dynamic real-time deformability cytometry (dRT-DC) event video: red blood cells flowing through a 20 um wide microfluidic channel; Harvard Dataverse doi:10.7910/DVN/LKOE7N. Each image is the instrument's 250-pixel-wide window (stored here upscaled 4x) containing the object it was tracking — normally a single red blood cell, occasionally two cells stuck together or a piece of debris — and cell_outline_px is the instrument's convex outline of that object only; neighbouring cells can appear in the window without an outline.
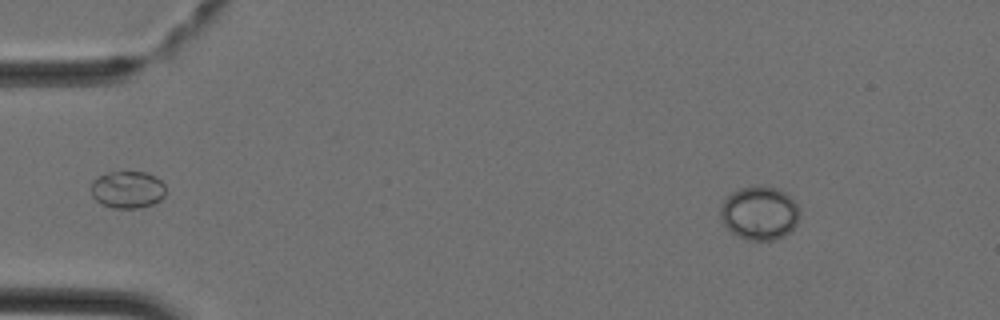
{"species": "Egyptian fruit bat (a non-hibernating species)", "species_latin": "Rousettus aegyptiacus", "temperature_condition": "cold", "stored_images_in_passage": 44, "camera_frame_rate_fps": 3000, "um_per_image_px": 0.085, "animal": {"sex": "female"}, "frame": {"image": 1, "passage_image": 5, "time_ms": 1.333, "image_size_px": [1000, 320], "cell_outline_px": [[800, 212], [796, 224], [784, 236], [772, 240], [748, 240], [736, 236], [724, 224], [720, 216], [720, 208], [724, 200], [732, 192], [740, 188], [756, 184], [760, 184], [776, 188], [784, 192], [796, 204]], "centroid_in_image_um": [64.53, 18.1], "position_along_channel_um": 20.5, "area_um2": 24.74}}
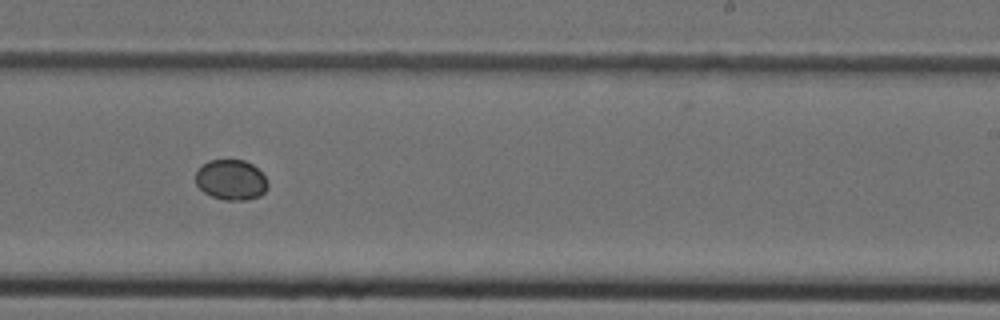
{"frame": {"image": 2, "passage_image": 27, "time_ms": 8.667, "image_size_px": [1000, 320], "cell_outline_px": [[268, 188], [260, 196], [248, 200], [224, 200], [212, 196], [204, 192], [196, 184], [196, 172], [208, 160], [244, 160], [252, 164], [264, 176], [268, 184]], "centroid_in_image_um": [19.65, 15.3], "position_along_channel_um": 269.4, "area_um2": 16.88}}
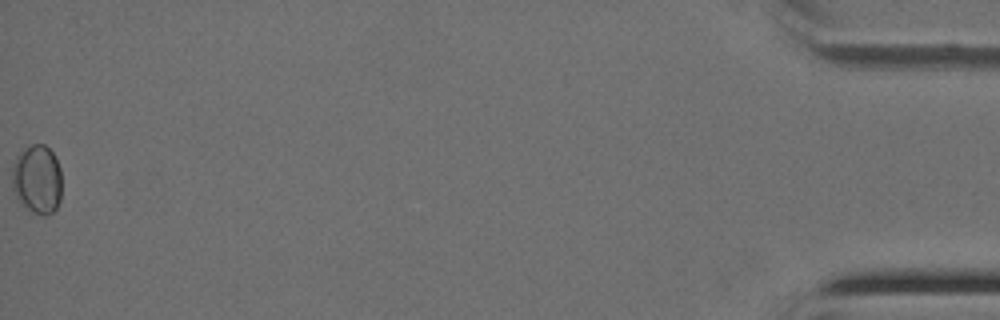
{"frame": {"image": 3, "passage_image": 44, "time_ms": 14.333, "image_size_px": [1000, 320], "cell_outline_px": [[60, 200], [56, 208], [52, 212], [44, 216], [40, 216], [32, 212], [20, 204], [12, 188], [12, 168], [16, 156], [24, 148], [32, 144], [44, 144], [52, 152], [60, 168]], "centroid_in_image_um": [3.13, 15.26], "position_along_channel_um": 432.1, "area_um2": 20.11}}